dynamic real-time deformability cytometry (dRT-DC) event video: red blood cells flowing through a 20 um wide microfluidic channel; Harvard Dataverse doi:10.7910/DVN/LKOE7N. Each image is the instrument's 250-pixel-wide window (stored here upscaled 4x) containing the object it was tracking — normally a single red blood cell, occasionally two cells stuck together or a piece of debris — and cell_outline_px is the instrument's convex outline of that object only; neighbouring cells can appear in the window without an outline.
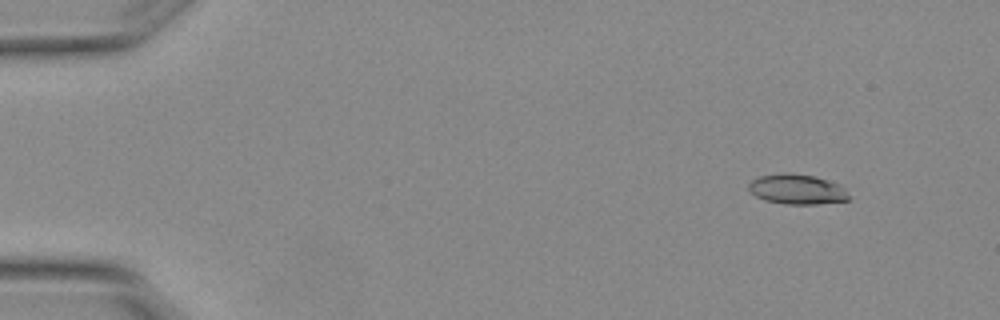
{"species": "Egyptian fruit bat (a non-hibernating species)", "species_latin": "Rousettus aegyptiacus", "temperature_condition": "warm", "stored_images_in_passage": 4, "camera_frame_rate_fps": 3000, "um_per_image_px": 0.085, "animal": {"sex": "female"}, "frame": {"image": 1, "passage_image": 1, "time_ms": 0.0, "image_size_px": [1000, 320], "cell_outline_px": [[852, 200], [816, 204], [784, 204], [764, 200], [756, 196], [748, 188], [748, 184], [752, 180], [760, 176], [780, 172], [788, 172], [816, 176], [840, 184], [844, 188]], "centroid_in_image_um": [67.77, 16.08], "position_along_channel_um": 17.2, "area_um2": 17.8}}
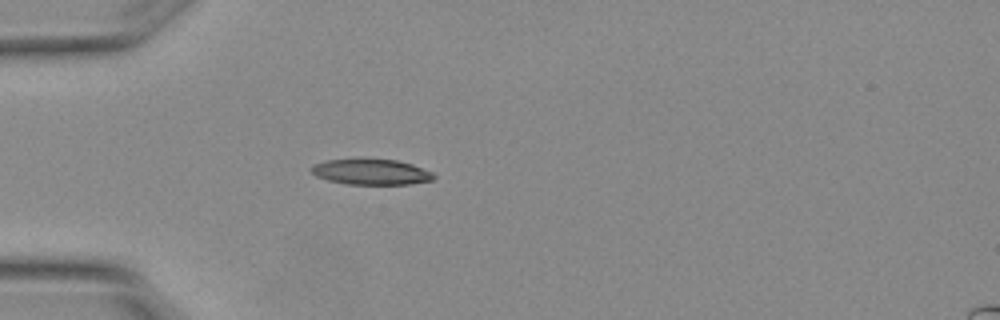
{"frame": {"image": 2, "passage_image": 4, "time_ms": 1.0, "image_size_px": [1000, 320], "cell_outline_px": [[436, 176], [432, 180], [408, 184], [348, 184], [328, 180], [316, 176], [308, 168], [312, 164], [328, 160], [396, 160], [412, 164], [432, 172]], "centroid_in_image_um": [31.53, 14.62], "position_along_channel_um": 53.5, "area_um2": 17.98}}